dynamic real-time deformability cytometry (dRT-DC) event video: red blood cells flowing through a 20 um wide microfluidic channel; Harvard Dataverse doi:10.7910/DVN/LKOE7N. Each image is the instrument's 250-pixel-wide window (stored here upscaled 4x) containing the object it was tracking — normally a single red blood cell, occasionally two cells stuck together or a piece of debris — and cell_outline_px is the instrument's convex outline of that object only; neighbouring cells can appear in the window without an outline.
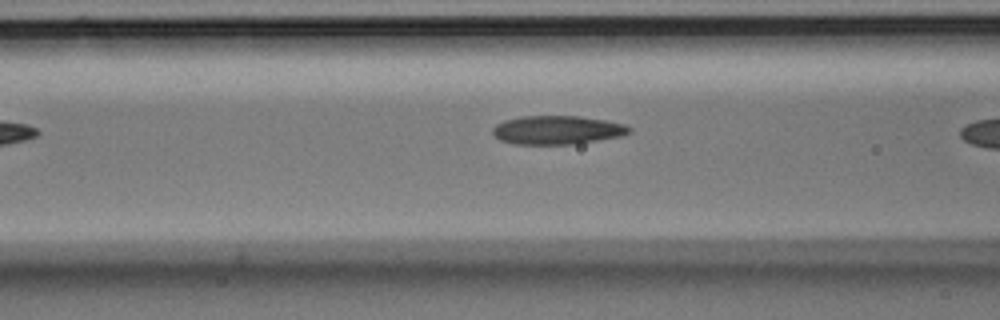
{"species": "Egyptian fruit bat (a non-hibernating species)", "species_latin": "Rousettus aegyptiacus", "temperature_condition": "room temperature", "stored_images_in_passage": 3, "camera_frame_rate_fps": 3000, "um_per_image_px": 0.085, "animal": {"sex": "male"}, "frame": {"image": 1, "passage_image": 3, "time_ms": 0.667, "image_size_px": [1000, 320], "cell_outline_px": [[632, 132], [624, 136], [576, 144], [516, 144], [500, 140], [492, 132], [492, 128], [496, 124], [504, 120], [520, 116], [576, 116], [604, 120], [624, 124], [632, 128]], "centroid_in_image_um": [47.39, 11.05], "position_along_channel_um": 119.2, "area_um2": 22.95}}